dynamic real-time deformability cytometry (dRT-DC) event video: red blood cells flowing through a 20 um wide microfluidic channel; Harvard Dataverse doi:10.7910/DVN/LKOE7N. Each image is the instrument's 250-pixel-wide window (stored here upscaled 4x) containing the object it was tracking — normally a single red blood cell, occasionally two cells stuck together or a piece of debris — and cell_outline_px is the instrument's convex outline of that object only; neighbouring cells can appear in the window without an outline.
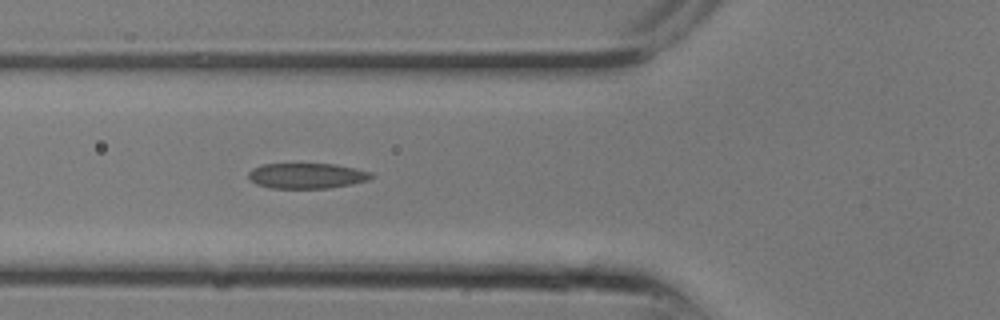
{"species": "common noctule bat (a hibernating species)", "species_latin": "Nyctalus noctula", "temperature_condition": "room temperature", "stored_images_in_passage": 9, "camera_frame_rate_fps": 3000, "um_per_image_px": 0.085, "animal": {"sex": "male", "body_mass_g": 13.3}, "frame": {"image": 1, "passage_image": 9, "time_ms": 2.667, "image_size_px": [1000, 320], "cell_outline_px": [[372, 176], [368, 180], [352, 184], [328, 188], [272, 188], [256, 184], [248, 180], [248, 172], [252, 168], [264, 164], [336, 164], [356, 168], [372, 172]], "centroid_in_image_um": [26.06, 14.94], "position_along_channel_um": 99.7, "area_um2": 18.26}}